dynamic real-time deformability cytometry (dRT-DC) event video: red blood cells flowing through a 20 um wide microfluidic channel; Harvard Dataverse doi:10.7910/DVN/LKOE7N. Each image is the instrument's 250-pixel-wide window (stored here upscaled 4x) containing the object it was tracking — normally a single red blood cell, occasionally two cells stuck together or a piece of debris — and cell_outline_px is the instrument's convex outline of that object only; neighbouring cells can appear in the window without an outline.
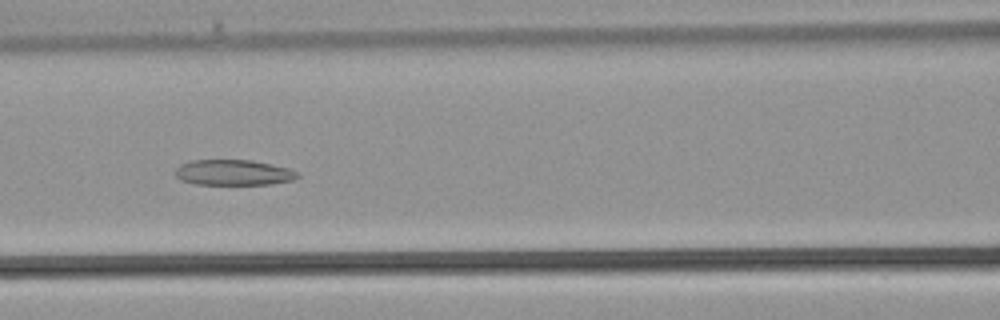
{"species": "common noctule bat (a hibernating species)", "species_latin": "Nyctalus noctula", "temperature_condition": "warm", "stored_images_in_passage": 30, "camera_frame_rate_fps": 3000, "um_per_image_px": 0.085, "animal": {"sex": "male", "body_mass_g": 21.5, "forearm_length_mm": 52.0}, "frame": {"image": 1, "passage_image": 8, "time_ms": 2.333, "image_size_px": [1000, 320], "cell_outline_px": [[300, 176], [292, 180], [272, 184], [196, 184], [180, 180], [176, 176], [176, 168], [180, 164], [192, 160], [252, 160], [272, 164], [288, 168], [300, 172]], "centroid_in_image_um": [19.87, 14.66], "position_along_channel_um": 146.7, "area_um2": 18.26}}
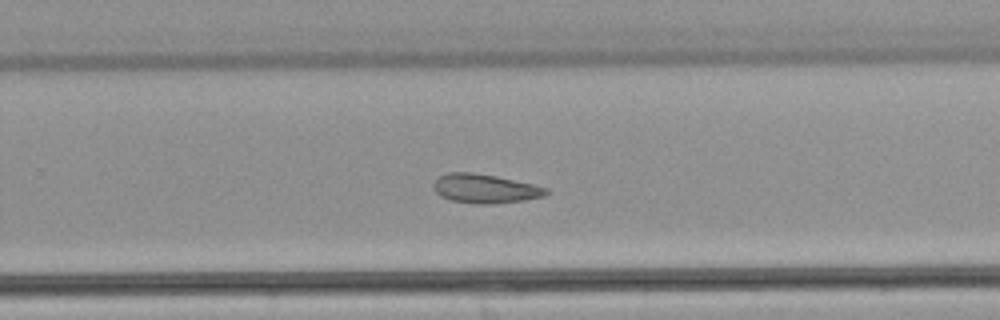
{"frame": {"image": 2, "passage_image": 16, "time_ms": 5.0, "image_size_px": [1000, 320], "cell_outline_px": [[548, 192], [544, 196], [524, 200], [496, 204], [476, 204], [452, 200], [440, 196], [432, 188], [432, 184], [440, 176], [448, 172], [472, 172], [496, 176], [532, 184], [548, 188]], "centroid_in_image_um": [41.2, 16.03], "position_along_channel_um": 288.6, "area_um2": 19.07}}
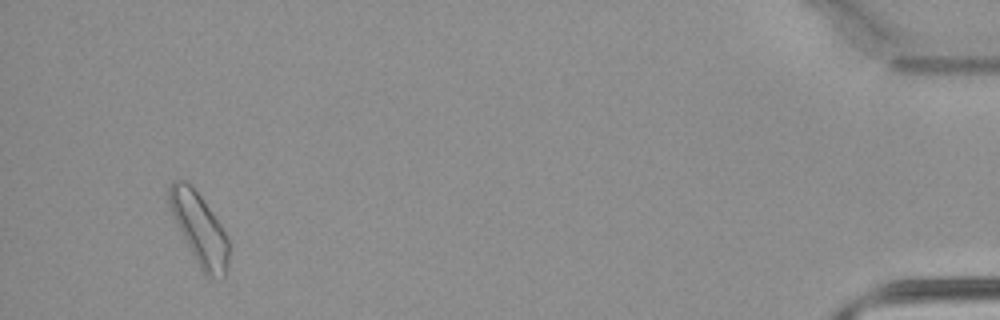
{"frame": {"image": 3, "passage_image": 28, "time_ms": 9.0, "image_size_px": [1000, 320], "cell_outline_px": [[228, 268], [224, 280], [212, 280], [204, 276], [180, 232], [172, 216], [168, 204], [168, 188], [172, 180], [184, 180], [200, 196], [212, 212], [228, 236]], "centroid_in_image_um": [16.96, 19.54], "position_along_channel_um": 418.2, "area_um2": 25.09}}